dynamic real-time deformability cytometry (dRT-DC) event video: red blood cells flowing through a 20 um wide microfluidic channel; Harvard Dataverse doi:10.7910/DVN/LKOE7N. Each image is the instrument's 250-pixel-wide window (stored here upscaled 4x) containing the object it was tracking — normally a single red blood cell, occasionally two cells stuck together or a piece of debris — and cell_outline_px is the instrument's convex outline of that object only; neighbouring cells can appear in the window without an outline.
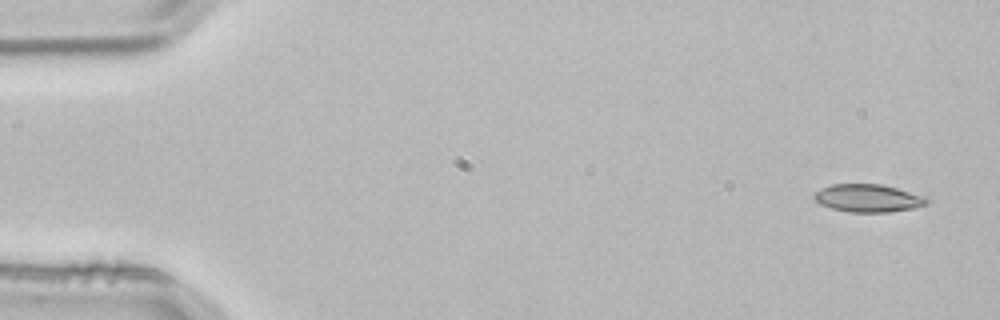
{"species": "common noctule bat (a hibernating species)", "species_latin": "Nyctalus noctula", "temperature_condition": "room temperature", "stored_images_in_passage": 3, "camera_frame_rate_fps": 3000, "um_per_image_px": 0.085, "animal": {"sex": "male", "body_mass_g": 21.5, "forearm_length_mm": 52.0}, "frame": {"image": 1, "passage_image": 1, "time_ms": 0.0, "image_size_px": [1000, 320], "cell_outline_px": [[928, 204], [916, 208], [888, 212], [852, 212], [832, 208], [820, 204], [812, 196], [820, 188], [832, 184], [880, 184], [896, 188], [924, 196], [928, 200]], "centroid_in_image_um": [73.79, 16.84], "position_along_channel_um": 11.2, "area_um2": 18.15}}
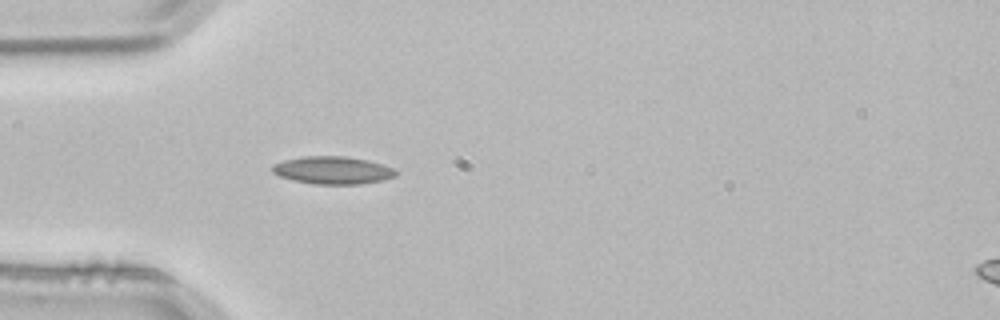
{"frame": {"image": 2, "passage_image": 3, "time_ms": 0.667, "image_size_px": [1000, 320], "cell_outline_px": [[396, 176], [384, 180], [360, 184], [316, 184], [292, 180], [280, 176], [272, 172], [272, 164], [284, 160], [304, 156], [344, 156], [368, 160], [392, 168], [396, 172]], "centroid_in_image_um": [28.26, 14.47], "position_along_channel_um": 56.7, "area_um2": 19.83}}